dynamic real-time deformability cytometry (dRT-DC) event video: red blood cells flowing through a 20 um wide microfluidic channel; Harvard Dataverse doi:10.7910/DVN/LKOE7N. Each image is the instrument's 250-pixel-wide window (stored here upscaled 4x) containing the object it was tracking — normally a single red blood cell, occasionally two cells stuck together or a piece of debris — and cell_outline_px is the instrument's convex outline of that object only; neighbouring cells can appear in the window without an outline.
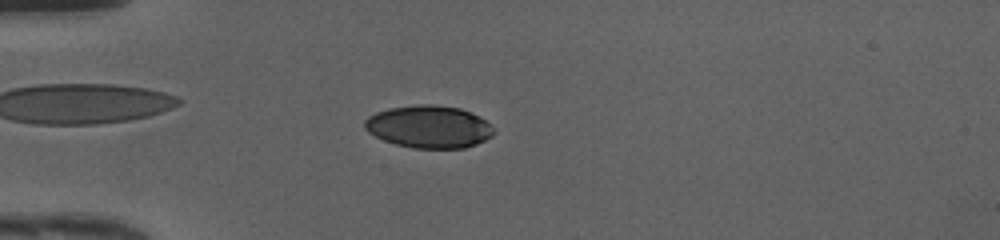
{"species": "human", "species_latin": "Homo sapiens", "temperature_condition": "cold", "stored_images_in_passage": 49, "camera_frame_rate_fps": 3000, "um_per_image_px": 0.085, "donor": {"sex": "female"}, "frame": {"image": 1, "passage_image": 14, "time_ms": 4.333, "image_size_px": [1000, 240], "cell_outline_px": [[496, 132], [492, 136], [476, 144], [464, 148], [412, 148], [396, 144], [384, 140], [368, 132], [364, 128], [364, 120], [368, 116], [376, 112], [388, 108], [420, 104], [432, 104], [460, 108], [472, 112], [484, 120]], "centroid_in_image_um": [36.44, 10.77], "position_along_channel_um": 48.6, "area_um2": 31.96}}
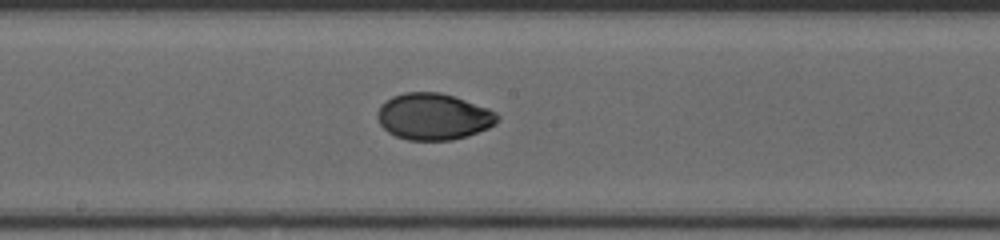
{"frame": {"image": 2, "passage_image": 27, "time_ms": 8.667, "image_size_px": [1000, 240], "cell_outline_px": [[500, 120], [496, 124], [488, 128], [468, 136], [452, 140], [408, 140], [396, 136], [388, 132], [380, 124], [376, 116], [376, 112], [380, 104], [392, 96], [404, 92], [440, 92], [488, 108], [496, 112], [500, 116]], "centroid_in_image_um": [36.84, 9.91], "position_along_channel_um": 211.4, "area_um2": 32.71}}
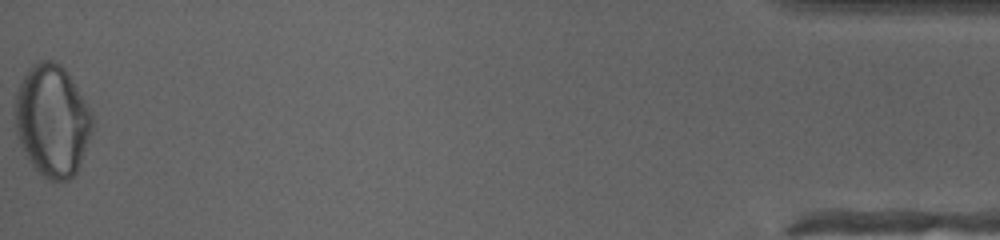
{"frame": {"image": 3, "passage_image": 49, "time_ms": 16.0, "image_size_px": [1000, 240], "cell_outline_px": [[92, 132], [80, 164], [76, 172], [68, 180], [48, 180], [28, 160], [20, 144], [16, 132], [12, 116], [16, 96], [20, 84], [28, 68], [32, 64], [40, 60], [52, 60], [60, 64], [68, 72], [92, 108]], "centroid_in_image_um": [4.44, 10.22], "position_along_channel_um": 430.8, "area_um2": 50.92}, "authors_computed_cell_mechanics": {"area_um2": 32.3102, "velocity_mm_per_s": 4.2216, "shape_relaxation_time_tau1_ms": 4.3766, "shape_relaxation_time_tau2_ms": 0.9136, "deformation_change_tau1": 0.1508, "deformation_change_tau2": 0.0284}}